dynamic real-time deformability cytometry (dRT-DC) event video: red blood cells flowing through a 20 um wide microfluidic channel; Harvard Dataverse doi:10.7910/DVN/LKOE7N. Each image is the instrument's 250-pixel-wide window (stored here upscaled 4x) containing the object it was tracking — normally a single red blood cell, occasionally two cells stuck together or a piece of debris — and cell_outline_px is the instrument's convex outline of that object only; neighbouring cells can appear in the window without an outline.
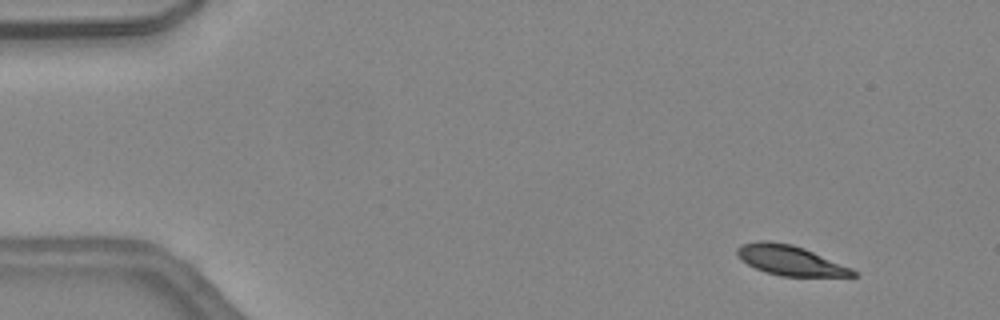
{"species": "common noctule bat (a hibernating species)", "species_latin": "Nyctalus noctula", "temperature_condition": "warm", "stored_images_in_passage": 43, "camera_frame_rate_fps": 3000, "um_per_image_px": 0.085, "animal": {"sex": "female", "body_mass_g": 24.6, "forearm_length_mm": 56.2}, "frame": {"image": 1, "passage_image": 1, "time_ms": 0.0, "image_size_px": [1000, 320], "cell_outline_px": [[856, 276], [780, 276], [764, 272], [748, 264], [736, 252], [736, 248], [740, 244], [760, 240], [768, 240], [792, 244], [804, 248], [852, 268], [856, 272]], "centroid_in_image_um": [67.15, 22.12], "position_along_channel_um": 17.9, "area_um2": 20.06}}
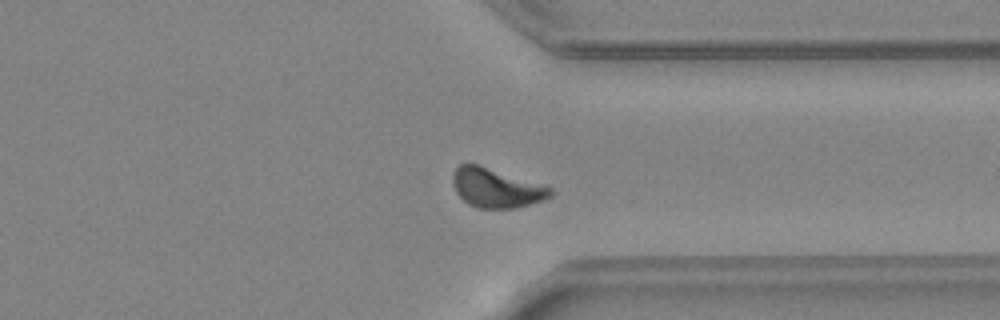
{"frame": {"image": 2, "passage_image": 32, "time_ms": 10.333, "image_size_px": [1000, 320], "cell_outline_px": [[556, 192], [552, 196], [544, 200], [512, 208], [476, 208], [468, 204], [456, 192], [452, 180], [452, 176], [456, 168], [460, 164], [480, 164], [544, 184], [552, 188]], "centroid_in_image_um": [42.22, 15.96], "position_along_channel_um": 369.2, "area_um2": 22.6}}
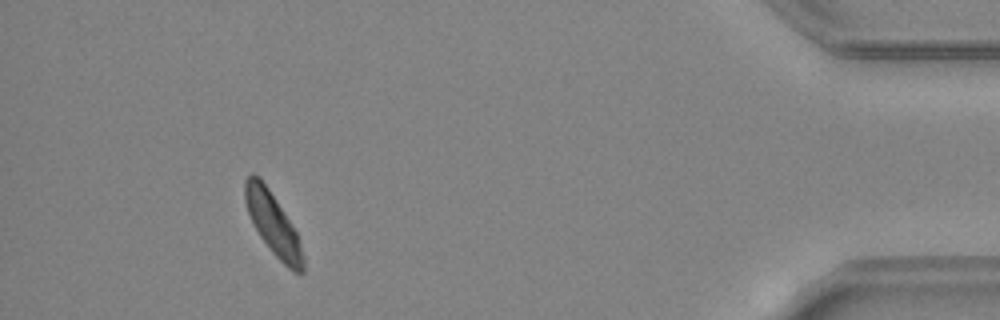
{"frame": {"image": 3, "passage_image": 39, "time_ms": 12.667, "image_size_px": [1000, 320], "cell_outline_px": [[304, 272], [292, 272], [272, 252], [260, 236], [252, 224], [244, 200], [244, 180], [252, 172], [260, 176], [276, 200], [296, 232], [304, 256]], "centroid_in_image_um": [23.18, 19.0], "position_along_channel_um": 412.0, "area_um2": 20.87}, "authors_computed_cell_mechanics": {"area_um2": 21.3282, "velocity_mm_per_s": 4.4504, "shape_relaxation_time_tau1_ms": 2.5208, "shape_relaxation_time_tau2_ms": null, "deformation_change_tau1": 0.1142, "deformation_change_tau2": null}}